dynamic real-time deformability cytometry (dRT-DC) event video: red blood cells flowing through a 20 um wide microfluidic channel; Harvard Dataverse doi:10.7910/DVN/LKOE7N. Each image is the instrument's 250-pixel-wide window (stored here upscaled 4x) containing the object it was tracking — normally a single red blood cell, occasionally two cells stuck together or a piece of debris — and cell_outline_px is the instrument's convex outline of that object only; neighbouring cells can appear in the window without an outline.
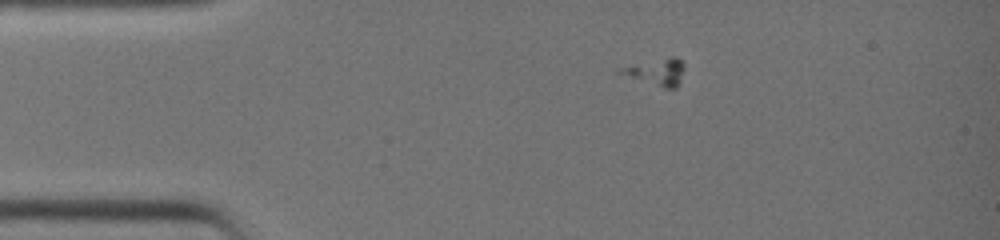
{"species": "common noctule bat (a hibernating species)", "species_latin": "Nyctalus noctula", "temperature_condition": "warm", "stored_images_in_passage": 38, "camera_frame_rate_fps": 3000, "um_per_image_px": 0.085, "animal": {"sex": "female", "body_mass_g": 19.0, "forearm_length_mm": 51.5}, "frame": {"image": 1, "passage_image": 5, "time_ms": 1.333, "image_size_px": [1000, 240], "cell_outline_px": [[684, 68], [680, 84], [676, 88], [664, 88], [616, 72], [616, 68], [668, 56], [676, 56], [684, 64]], "centroid_in_image_um": [55.82, 6.09], "position_along_channel_um": 29.2, "area_um2": 10.06}}